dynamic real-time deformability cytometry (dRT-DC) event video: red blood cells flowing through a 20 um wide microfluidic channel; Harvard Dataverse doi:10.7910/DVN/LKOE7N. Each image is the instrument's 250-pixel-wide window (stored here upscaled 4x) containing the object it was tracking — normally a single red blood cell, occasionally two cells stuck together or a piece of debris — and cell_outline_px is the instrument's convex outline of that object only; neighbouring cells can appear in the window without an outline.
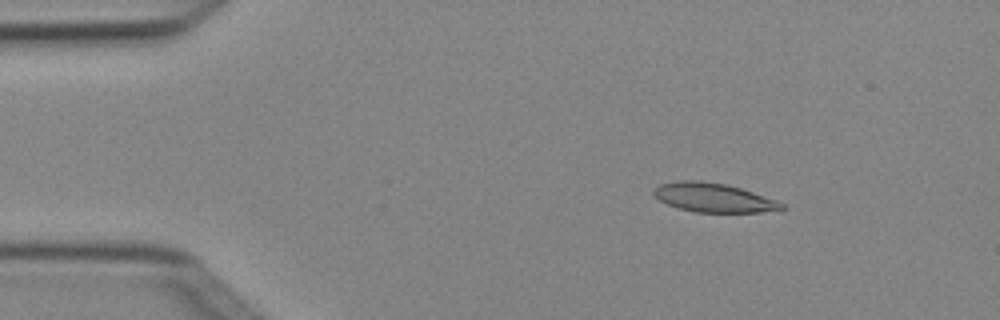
{"species": "Egyptian fruit bat (a non-hibernating species)", "species_latin": "Rousettus aegyptiacus", "temperature_condition": "cold", "stored_images_in_passage": 4, "camera_frame_rate_fps": 3000, "um_per_image_px": 0.085, "animal": {"sex": "female"}, "frame": {"image": 1, "passage_image": 2, "time_ms": 0.333, "image_size_px": [1000, 320], "cell_outline_px": [[788, 208], [780, 212], [696, 212], [680, 208], [668, 204], [660, 200], [652, 192], [660, 184], [676, 180], [700, 180], [724, 184], [740, 188], [776, 200], [784, 204]], "centroid_in_image_um": [60.72, 16.81], "position_along_channel_um": 24.3, "area_um2": 21.68}}
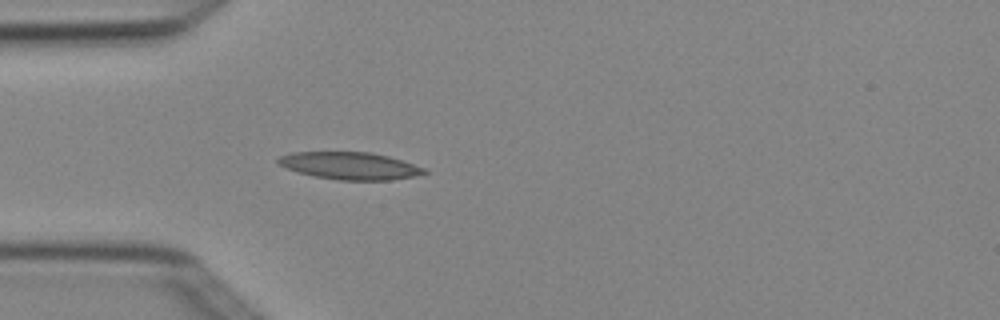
{"frame": {"image": 2, "passage_image": 4, "time_ms": 1.0, "image_size_px": [1000, 320], "cell_outline_px": [[428, 172], [412, 176], [392, 180], [340, 180], [312, 176], [288, 168], [280, 164], [276, 160], [280, 156], [292, 152], [368, 152], [388, 156], [424, 168]], "centroid_in_image_um": [29.72, 14.09], "position_along_channel_um": 55.3, "area_um2": 22.89}}